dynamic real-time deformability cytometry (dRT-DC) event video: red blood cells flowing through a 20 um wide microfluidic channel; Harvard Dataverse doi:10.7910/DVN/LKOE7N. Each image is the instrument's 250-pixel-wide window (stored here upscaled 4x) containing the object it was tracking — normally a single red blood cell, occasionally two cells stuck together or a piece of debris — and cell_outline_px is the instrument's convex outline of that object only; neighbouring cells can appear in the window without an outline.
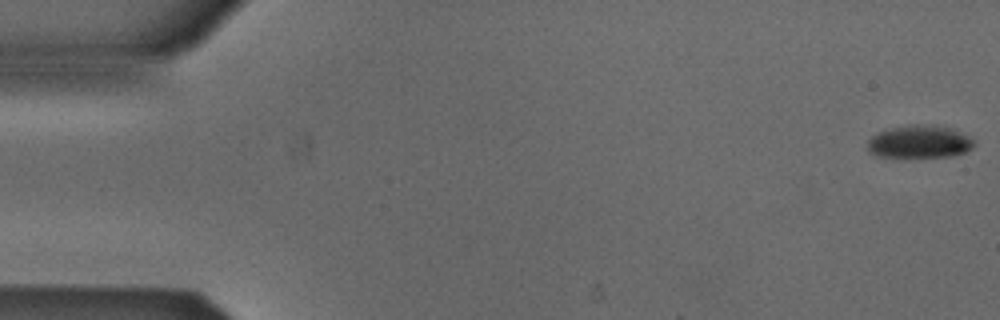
{"species": "Egyptian fruit bat (a non-hibernating species)", "species_latin": "Rousettus aegyptiacus", "temperature_condition": "cold", "stored_images_in_passage": 53, "camera_frame_rate_fps": 3000, "um_per_image_px": 0.085, "animal": {"sex": "male"}, "frame": {"image": 1, "passage_image": 1, "time_ms": 0.0, "image_size_px": [1000, 320], "cell_outline_px": [[976, 144], [972, 148], [964, 152], [952, 156], [908, 160], [876, 156], [868, 152], [868, 140], [872, 136], [880, 132], [892, 128], [912, 124], [920, 124], [948, 128], [968, 136], [976, 140]], "centroid_in_image_um": [78.13, 12.12], "position_along_channel_um": 6.9, "area_um2": 20.98}}
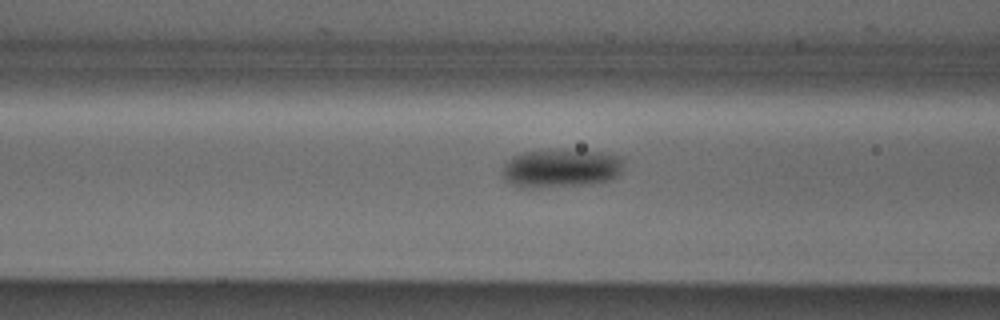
{"frame": {"image": 2, "passage_image": 21, "time_ms": 6.667, "image_size_px": [1000, 320], "cell_outline_px": [[624, 168], [612, 180], [592, 184], [540, 188], [516, 188], [504, 180], [500, 172], [504, 164], [512, 156], [520, 152], [548, 148], [600, 152], [624, 156]], "centroid_in_image_um": [47.65, 14.3], "position_along_channel_um": 119.0, "area_um2": 28.5}}
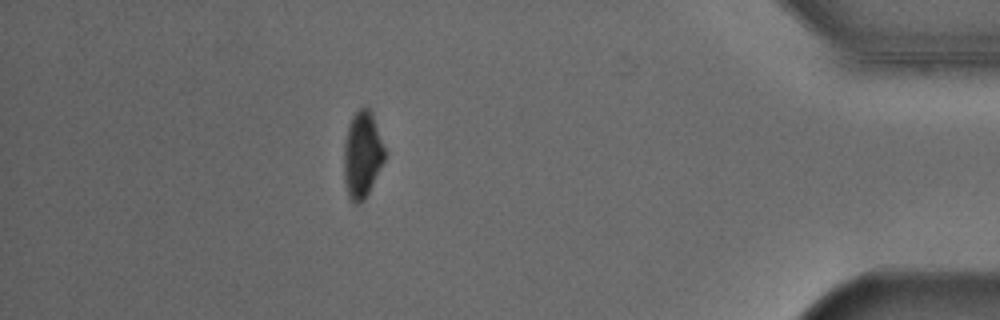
{"frame": {"image": 3, "passage_image": 47, "time_ms": 15.333, "image_size_px": [1000, 320], "cell_outline_px": [[384, 160], [364, 200], [360, 204], [356, 204], [348, 196], [344, 180], [344, 144], [348, 124], [352, 116], [360, 108], [368, 108], [372, 112], [384, 148]], "centroid_in_image_um": [30.76, 13.15], "position_along_channel_um": 404.4, "area_um2": 20.23}}